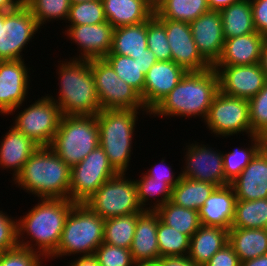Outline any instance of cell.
I'll return each instance as SVG.
<instances>
[{"mask_svg": "<svg viewBox=\"0 0 267 266\" xmlns=\"http://www.w3.org/2000/svg\"><path fill=\"white\" fill-rule=\"evenodd\" d=\"M40 253L17 246L14 249L0 253V266H43Z\"/></svg>", "mask_w": 267, "mask_h": 266, "instance_id": "obj_45", "label": "cell"}, {"mask_svg": "<svg viewBox=\"0 0 267 266\" xmlns=\"http://www.w3.org/2000/svg\"><path fill=\"white\" fill-rule=\"evenodd\" d=\"M134 266H159L157 261L155 262H137L134 263Z\"/></svg>", "mask_w": 267, "mask_h": 266, "instance_id": "obj_58", "label": "cell"}, {"mask_svg": "<svg viewBox=\"0 0 267 266\" xmlns=\"http://www.w3.org/2000/svg\"><path fill=\"white\" fill-rule=\"evenodd\" d=\"M142 213L143 212L133 213L106 219L104 222L103 242L113 246L130 249L135 234L137 220Z\"/></svg>", "mask_w": 267, "mask_h": 266, "instance_id": "obj_34", "label": "cell"}, {"mask_svg": "<svg viewBox=\"0 0 267 266\" xmlns=\"http://www.w3.org/2000/svg\"><path fill=\"white\" fill-rule=\"evenodd\" d=\"M23 0H0V12H8L17 9Z\"/></svg>", "mask_w": 267, "mask_h": 266, "instance_id": "obj_54", "label": "cell"}, {"mask_svg": "<svg viewBox=\"0 0 267 266\" xmlns=\"http://www.w3.org/2000/svg\"><path fill=\"white\" fill-rule=\"evenodd\" d=\"M202 143L199 145L195 141L186 146L185 165L179 172L181 177L209 182L217 187L230 184L224 175L223 152Z\"/></svg>", "mask_w": 267, "mask_h": 266, "instance_id": "obj_14", "label": "cell"}, {"mask_svg": "<svg viewBox=\"0 0 267 266\" xmlns=\"http://www.w3.org/2000/svg\"><path fill=\"white\" fill-rule=\"evenodd\" d=\"M85 204L104 220L144 212L137 199L134 179H126L125 173L103 183Z\"/></svg>", "mask_w": 267, "mask_h": 266, "instance_id": "obj_8", "label": "cell"}, {"mask_svg": "<svg viewBox=\"0 0 267 266\" xmlns=\"http://www.w3.org/2000/svg\"><path fill=\"white\" fill-rule=\"evenodd\" d=\"M98 146L96 115H62L49 147L71 168Z\"/></svg>", "mask_w": 267, "mask_h": 266, "instance_id": "obj_7", "label": "cell"}, {"mask_svg": "<svg viewBox=\"0 0 267 266\" xmlns=\"http://www.w3.org/2000/svg\"><path fill=\"white\" fill-rule=\"evenodd\" d=\"M189 25L199 53L213 66L220 58L225 42L220 11L209 10Z\"/></svg>", "mask_w": 267, "mask_h": 266, "instance_id": "obj_19", "label": "cell"}, {"mask_svg": "<svg viewBox=\"0 0 267 266\" xmlns=\"http://www.w3.org/2000/svg\"><path fill=\"white\" fill-rule=\"evenodd\" d=\"M134 59H137V63L141 68V72L145 75L148 70L157 62V59L152 51L146 48V53L134 56Z\"/></svg>", "mask_w": 267, "mask_h": 266, "instance_id": "obj_51", "label": "cell"}, {"mask_svg": "<svg viewBox=\"0 0 267 266\" xmlns=\"http://www.w3.org/2000/svg\"><path fill=\"white\" fill-rule=\"evenodd\" d=\"M117 174L104 149L98 146L80 163L71 167L69 200L85 203L103 183Z\"/></svg>", "mask_w": 267, "mask_h": 266, "instance_id": "obj_12", "label": "cell"}, {"mask_svg": "<svg viewBox=\"0 0 267 266\" xmlns=\"http://www.w3.org/2000/svg\"><path fill=\"white\" fill-rule=\"evenodd\" d=\"M0 210V253L18 246L17 219Z\"/></svg>", "mask_w": 267, "mask_h": 266, "instance_id": "obj_46", "label": "cell"}, {"mask_svg": "<svg viewBox=\"0 0 267 266\" xmlns=\"http://www.w3.org/2000/svg\"><path fill=\"white\" fill-rule=\"evenodd\" d=\"M204 122L216 137L225 138L245 132L248 137L255 135L250 122L249 101L220 91L213 98Z\"/></svg>", "mask_w": 267, "mask_h": 266, "instance_id": "obj_10", "label": "cell"}, {"mask_svg": "<svg viewBox=\"0 0 267 266\" xmlns=\"http://www.w3.org/2000/svg\"><path fill=\"white\" fill-rule=\"evenodd\" d=\"M239 1H242V0H207L209 9L215 10V11H221L222 9Z\"/></svg>", "mask_w": 267, "mask_h": 266, "instance_id": "obj_53", "label": "cell"}, {"mask_svg": "<svg viewBox=\"0 0 267 266\" xmlns=\"http://www.w3.org/2000/svg\"><path fill=\"white\" fill-rule=\"evenodd\" d=\"M228 243L240 262L267 254V232L264 228H230Z\"/></svg>", "mask_w": 267, "mask_h": 266, "instance_id": "obj_28", "label": "cell"}, {"mask_svg": "<svg viewBox=\"0 0 267 266\" xmlns=\"http://www.w3.org/2000/svg\"><path fill=\"white\" fill-rule=\"evenodd\" d=\"M66 27L65 35L81 50L76 59H102L111 51L114 27L109 22Z\"/></svg>", "mask_w": 267, "mask_h": 266, "instance_id": "obj_18", "label": "cell"}, {"mask_svg": "<svg viewBox=\"0 0 267 266\" xmlns=\"http://www.w3.org/2000/svg\"><path fill=\"white\" fill-rule=\"evenodd\" d=\"M71 3H80V2H85V1H93V0H70Z\"/></svg>", "mask_w": 267, "mask_h": 266, "instance_id": "obj_59", "label": "cell"}, {"mask_svg": "<svg viewBox=\"0 0 267 266\" xmlns=\"http://www.w3.org/2000/svg\"><path fill=\"white\" fill-rule=\"evenodd\" d=\"M158 217L155 211H144L138 217L130 248L135 263L155 262L160 258L157 239Z\"/></svg>", "mask_w": 267, "mask_h": 266, "instance_id": "obj_24", "label": "cell"}, {"mask_svg": "<svg viewBox=\"0 0 267 266\" xmlns=\"http://www.w3.org/2000/svg\"><path fill=\"white\" fill-rule=\"evenodd\" d=\"M100 266H134L130 249L103 242L95 251Z\"/></svg>", "mask_w": 267, "mask_h": 266, "instance_id": "obj_44", "label": "cell"}, {"mask_svg": "<svg viewBox=\"0 0 267 266\" xmlns=\"http://www.w3.org/2000/svg\"><path fill=\"white\" fill-rule=\"evenodd\" d=\"M71 168L48 146L39 147L13 180L38 199H69Z\"/></svg>", "mask_w": 267, "mask_h": 266, "instance_id": "obj_3", "label": "cell"}, {"mask_svg": "<svg viewBox=\"0 0 267 266\" xmlns=\"http://www.w3.org/2000/svg\"><path fill=\"white\" fill-rule=\"evenodd\" d=\"M267 224V198L236 200L231 228L263 229Z\"/></svg>", "mask_w": 267, "mask_h": 266, "instance_id": "obj_35", "label": "cell"}, {"mask_svg": "<svg viewBox=\"0 0 267 266\" xmlns=\"http://www.w3.org/2000/svg\"><path fill=\"white\" fill-rule=\"evenodd\" d=\"M186 71L173 61H157L145 75L143 104L150 112L180 82Z\"/></svg>", "mask_w": 267, "mask_h": 266, "instance_id": "obj_20", "label": "cell"}, {"mask_svg": "<svg viewBox=\"0 0 267 266\" xmlns=\"http://www.w3.org/2000/svg\"><path fill=\"white\" fill-rule=\"evenodd\" d=\"M256 32L267 38V0H250Z\"/></svg>", "mask_w": 267, "mask_h": 266, "instance_id": "obj_48", "label": "cell"}, {"mask_svg": "<svg viewBox=\"0 0 267 266\" xmlns=\"http://www.w3.org/2000/svg\"><path fill=\"white\" fill-rule=\"evenodd\" d=\"M240 266H267V254L241 262Z\"/></svg>", "mask_w": 267, "mask_h": 266, "instance_id": "obj_55", "label": "cell"}, {"mask_svg": "<svg viewBox=\"0 0 267 266\" xmlns=\"http://www.w3.org/2000/svg\"><path fill=\"white\" fill-rule=\"evenodd\" d=\"M159 266H199L189 259L188 256L160 257Z\"/></svg>", "mask_w": 267, "mask_h": 266, "instance_id": "obj_50", "label": "cell"}, {"mask_svg": "<svg viewBox=\"0 0 267 266\" xmlns=\"http://www.w3.org/2000/svg\"><path fill=\"white\" fill-rule=\"evenodd\" d=\"M240 264L238 255L228 243L217 251L204 266H240Z\"/></svg>", "mask_w": 267, "mask_h": 266, "instance_id": "obj_47", "label": "cell"}, {"mask_svg": "<svg viewBox=\"0 0 267 266\" xmlns=\"http://www.w3.org/2000/svg\"><path fill=\"white\" fill-rule=\"evenodd\" d=\"M155 212L163 223L190 238L201 226L198 211L177 206L171 201L166 202Z\"/></svg>", "mask_w": 267, "mask_h": 266, "instance_id": "obj_33", "label": "cell"}, {"mask_svg": "<svg viewBox=\"0 0 267 266\" xmlns=\"http://www.w3.org/2000/svg\"><path fill=\"white\" fill-rule=\"evenodd\" d=\"M23 60L0 61V115H12L27 98L29 70Z\"/></svg>", "mask_w": 267, "mask_h": 266, "instance_id": "obj_17", "label": "cell"}, {"mask_svg": "<svg viewBox=\"0 0 267 266\" xmlns=\"http://www.w3.org/2000/svg\"><path fill=\"white\" fill-rule=\"evenodd\" d=\"M147 21L140 24L122 26L113 30L112 48L108 54L134 56L146 53Z\"/></svg>", "mask_w": 267, "mask_h": 266, "instance_id": "obj_29", "label": "cell"}, {"mask_svg": "<svg viewBox=\"0 0 267 266\" xmlns=\"http://www.w3.org/2000/svg\"><path fill=\"white\" fill-rule=\"evenodd\" d=\"M216 187L209 182L181 177L172 188L171 202L180 207L199 211Z\"/></svg>", "mask_w": 267, "mask_h": 266, "instance_id": "obj_31", "label": "cell"}, {"mask_svg": "<svg viewBox=\"0 0 267 266\" xmlns=\"http://www.w3.org/2000/svg\"><path fill=\"white\" fill-rule=\"evenodd\" d=\"M149 6L155 10L161 3H163L165 0H147Z\"/></svg>", "mask_w": 267, "mask_h": 266, "instance_id": "obj_57", "label": "cell"}, {"mask_svg": "<svg viewBox=\"0 0 267 266\" xmlns=\"http://www.w3.org/2000/svg\"><path fill=\"white\" fill-rule=\"evenodd\" d=\"M207 0H165L155 10L158 19L190 23L209 11Z\"/></svg>", "mask_w": 267, "mask_h": 266, "instance_id": "obj_32", "label": "cell"}, {"mask_svg": "<svg viewBox=\"0 0 267 266\" xmlns=\"http://www.w3.org/2000/svg\"><path fill=\"white\" fill-rule=\"evenodd\" d=\"M106 21L114 29L148 21L154 10L147 0H101Z\"/></svg>", "mask_w": 267, "mask_h": 266, "instance_id": "obj_26", "label": "cell"}, {"mask_svg": "<svg viewBox=\"0 0 267 266\" xmlns=\"http://www.w3.org/2000/svg\"><path fill=\"white\" fill-rule=\"evenodd\" d=\"M134 181L137 188V199L143 211H156L166 202L171 201L172 187L167 182L155 180L146 174ZM150 198L157 200H154L155 203L152 206L148 202L151 200ZM147 202L148 204H145ZM148 205L150 206L148 207Z\"/></svg>", "mask_w": 267, "mask_h": 266, "instance_id": "obj_37", "label": "cell"}, {"mask_svg": "<svg viewBox=\"0 0 267 266\" xmlns=\"http://www.w3.org/2000/svg\"><path fill=\"white\" fill-rule=\"evenodd\" d=\"M9 128L1 139L0 167L5 170H12V179L14 180L39 146L13 125Z\"/></svg>", "mask_w": 267, "mask_h": 266, "instance_id": "obj_25", "label": "cell"}, {"mask_svg": "<svg viewBox=\"0 0 267 266\" xmlns=\"http://www.w3.org/2000/svg\"><path fill=\"white\" fill-rule=\"evenodd\" d=\"M228 239L229 230L201 225L190 238L188 257L199 266H204L217 251L228 244Z\"/></svg>", "mask_w": 267, "mask_h": 266, "instance_id": "obj_27", "label": "cell"}, {"mask_svg": "<svg viewBox=\"0 0 267 266\" xmlns=\"http://www.w3.org/2000/svg\"><path fill=\"white\" fill-rule=\"evenodd\" d=\"M23 3L28 7L40 28L43 24L56 19L64 20L66 23L71 6L70 0H23Z\"/></svg>", "mask_w": 267, "mask_h": 266, "instance_id": "obj_39", "label": "cell"}, {"mask_svg": "<svg viewBox=\"0 0 267 266\" xmlns=\"http://www.w3.org/2000/svg\"><path fill=\"white\" fill-rule=\"evenodd\" d=\"M157 239L160 257L188 256L190 237L166 225L159 217Z\"/></svg>", "mask_w": 267, "mask_h": 266, "instance_id": "obj_38", "label": "cell"}, {"mask_svg": "<svg viewBox=\"0 0 267 266\" xmlns=\"http://www.w3.org/2000/svg\"><path fill=\"white\" fill-rule=\"evenodd\" d=\"M141 110L112 109L100 110L96 115L101 146L110 165L117 173L128 171L138 113Z\"/></svg>", "mask_w": 267, "mask_h": 266, "instance_id": "obj_5", "label": "cell"}, {"mask_svg": "<svg viewBox=\"0 0 267 266\" xmlns=\"http://www.w3.org/2000/svg\"><path fill=\"white\" fill-rule=\"evenodd\" d=\"M104 59L112 66L120 79L133 87L141 95L143 101L145 74L141 72L137 59L117 54H107Z\"/></svg>", "mask_w": 267, "mask_h": 266, "instance_id": "obj_40", "label": "cell"}, {"mask_svg": "<svg viewBox=\"0 0 267 266\" xmlns=\"http://www.w3.org/2000/svg\"><path fill=\"white\" fill-rule=\"evenodd\" d=\"M230 185L237 200L267 198V143Z\"/></svg>", "mask_w": 267, "mask_h": 266, "instance_id": "obj_21", "label": "cell"}, {"mask_svg": "<svg viewBox=\"0 0 267 266\" xmlns=\"http://www.w3.org/2000/svg\"><path fill=\"white\" fill-rule=\"evenodd\" d=\"M104 222L85 203H76L65 220L59 245L51 258L94 254L104 240Z\"/></svg>", "mask_w": 267, "mask_h": 266, "instance_id": "obj_6", "label": "cell"}, {"mask_svg": "<svg viewBox=\"0 0 267 266\" xmlns=\"http://www.w3.org/2000/svg\"><path fill=\"white\" fill-rule=\"evenodd\" d=\"M236 200L230 184L216 187L198 211L201 225L229 230L234 220Z\"/></svg>", "mask_w": 267, "mask_h": 266, "instance_id": "obj_22", "label": "cell"}, {"mask_svg": "<svg viewBox=\"0 0 267 266\" xmlns=\"http://www.w3.org/2000/svg\"><path fill=\"white\" fill-rule=\"evenodd\" d=\"M225 39L255 33L250 0L231 4L220 11Z\"/></svg>", "mask_w": 267, "mask_h": 266, "instance_id": "obj_30", "label": "cell"}, {"mask_svg": "<svg viewBox=\"0 0 267 266\" xmlns=\"http://www.w3.org/2000/svg\"><path fill=\"white\" fill-rule=\"evenodd\" d=\"M218 91L219 78L213 67L186 72L170 93L150 111L149 117H201L203 121Z\"/></svg>", "mask_w": 267, "mask_h": 266, "instance_id": "obj_2", "label": "cell"}, {"mask_svg": "<svg viewBox=\"0 0 267 266\" xmlns=\"http://www.w3.org/2000/svg\"><path fill=\"white\" fill-rule=\"evenodd\" d=\"M259 64L267 77V38L265 39L264 44L262 46Z\"/></svg>", "mask_w": 267, "mask_h": 266, "instance_id": "obj_56", "label": "cell"}, {"mask_svg": "<svg viewBox=\"0 0 267 266\" xmlns=\"http://www.w3.org/2000/svg\"><path fill=\"white\" fill-rule=\"evenodd\" d=\"M165 161H166L165 158L164 159L162 158L160 166L159 164H155V166L151 167V169H148V171L145 172V174L155 180L167 182L172 188H174L175 185L179 182L181 174H178L176 177L175 173L172 171L171 165L169 167L165 166L166 165Z\"/></svg>", "mask_w": 267, "mask_h": 266, "instance_id": "obj_49", "label": "cell"}, {"mask_svg": "<svg viewBox=\"0 0 267 266\" xmlns=\"http://www.w3.org/2000/svg\"><path fill=\"white\" fill-rule=\"evenodd\" d=\"M147 47L154 53L157 61H172L164 24L155 15L147 21Z\"/></svg>", "mask_w": 267, "mask_h": 266, "instance_id": "obj_42", "label": "cell"}, {"mask_svg": "<svg viewBox=\"0 0 267 266\" xmlns=\"http://www.w3.org/2000/svg\"><path fill=\"white\" fill-rule=\"evenodd\" d=\"M39 29L24 3L15 10L0 12V61L23 60L21 52Z\"/></svg>", "mask_w": 267, "mask_h": 266, "instance_id": "obj_13", "label": "cell"}, {"mask_svg": "<svg viewBox=\"0 0 267 266\" xmlns=\"http://www.w3.org/2000/svg\"><path fill=\"white\" fill-rule=\"evenodd\" d=\"M212 67L218 74L219 91L232 97L249 100L257 95L267 82V77L259 63Z\"/></svg>", "mask_w": 267, "mask_h": 266, "instance_id": "obj_16", "label": "cell"}, {"mask_svg": "<svg viewBox=\"0 0 267 266\" xmlns=\"http://www.w3.org/2000/svg\"><path fill=\"white\" fill-rule=\"evenodd\" d=\"M248 101L252 132L267 140V82L260 92Z\"/></svg>", "mask_w": 267, "mask_h": 266, "instance_id": "obj_43", "label": "cell"}, {"mask_svg": "<svg viewBox=\"0 0 267 266\" xmlns=\"http://www.w3.org/2000/svg\"><path fill=\"white\" fill-rule=\"evenodd\" d=\"M97 96L102 110L133 109L150 114L141 95L119 78L112 66L104 59L89 60Z\"/></svg>", "mask_w": 267, "mask_h": 266, "instance_id": "obj_9", "label": "cell"}, {"mask_svg": "<svg viewBox=\"0 0 267 266\" xmlns=\"http://www.w3.org/2000/svg\"><path fill=\"white\" fill-rule=\"evenodd\" d=\"M65 59L58 66L59 94L51 98L62 115H97L102 110L89 60Z\"/></svg>", "mask_w": 267, "mask_h": 266, "instance_id": "obj_4", "label": "cell"}, {"mask_svg": "<svg viewBox=\"0 0 267 266\" xmlns=\"http://www.w3.org/2000/svg\"><path fill=\"white\" fill-rule=\"evenodd\" d=\"M68 25H95L106 22L103 4L101 0L71 3Z\"/></svg>", "mask_w": 267, "mask_h": 266, "instance_id": "obj_41", "label": "cell"}, {"mask_svg": "<svg viewBox=\"0 0 267 266\" xmlns=\"http://www.w3.org/2000/svg\"><path fill=\"white\" fill-rule=\"evenodd\" d=\"M165 27L172 53V61L186 72L210 69L212 66L201 56L194 42L189 23L159 19Z\"/></svg>", "mask_w": 267, "mask_h": 266, "instance_id": "obj_15", "label": "cell"}, {"mask_svg": "<svg viewBox=\"0 0 267 266\" xmlns=\"http://www.w3.org/2000/svg\"><path fill=\"white\" fill-rule=\"evenodd\" d=\"M69 266H100V265L98 263V259L96 258V256L94 254H91L83 256L79 255V257L76 258V260H74L73 262H71Z\"/></svg>", "mask_w": 267, "mask_h": 266, "instance_id": "obj_52", "label": "cell"}, {"mask_svg": "<svg viewBox=\"0 0 267 266\" xmlns=\"http://www.w3.org/2000/svg\"><path fill=\"white\" fill-rule=\"evenodd\" d=\"M251 145L244 148H234L232 152H223V168L225 178L231 183L249 164L256 153L267 143L259 135H250Z\"/></svg>", "mask_w": 267, "mask_h": 266, "instance_id": "obj_36", "label": "cell"}, {"mask_svg": "<svg viewBox=\"0 0 267 266\" xmlns=\"http://www.w3.org/2000/svg\"><path fill=\"white\" fill-rule=\"evenodd\" d=\"M42 96L14 117L13 126L39 147L51 145L58 130L62 113L59 106L48 97Z\"/></svg>", "mask_w": 267, "mask_h": 266, "instance_id": "obj_11", "label": "cell"}, {"mask_svg": "<svg viewBox=\"0 0 267 266\" xmlns=\"http://www.w3.org/2000/svg\"><path fill=\"white\" fill-rule=\"evenodd\" d=\"M75 204L69 199H40L25 216L17 218L18 246L40 253L46 259L51 258L59 245L65 220Z\"/></svg>", "mask_w": 267, "mask_h": 266, "instance_id": "obj_1", "label": "cell"}, {"mask_svg": "<svg viewBox=\"0 0 267 266\" xmlns=\"http://www.w3.org/2000/svg\"><path fill=\"white\" fill-rule=\"evenodd\" d=\"M266 37L255 32L225 39L220 58L213 66H240L260 63Z\"/></svg>", "mask_w": 267, "mask_h": 266, "instance_id": "obj_23", "label": "cell"}]
</instances>
